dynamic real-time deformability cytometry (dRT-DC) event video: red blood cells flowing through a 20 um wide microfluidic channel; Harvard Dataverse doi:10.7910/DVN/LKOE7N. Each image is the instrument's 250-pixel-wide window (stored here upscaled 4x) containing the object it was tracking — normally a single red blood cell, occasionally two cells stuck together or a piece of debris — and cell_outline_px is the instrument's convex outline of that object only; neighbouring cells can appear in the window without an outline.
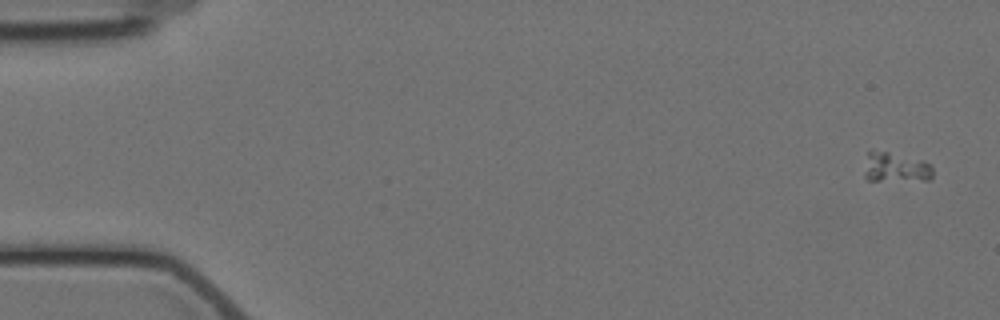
{"species": "Egyptian fruit bat (a non-hibernating species)", "species_latin": "Rousettus aegyptiacus", "temperature_condition": "cold", "stored_images_in_passage": 10, "camera_frame_rate_fps": 3000, "um_per_image_px": 0.085, "animal": {"sex": "female"}, "frame": {"image": 1, "passage_image": 1, "time_ms": 0.0, "image_size_px": [1000, 320], "cell_outline_px": [[932, 176], [928, 180], [868, 180], [864, 176], [864, 172], [868, 152], [872, 148], [924, 160], [932, 168]], "centroid_in_image_um": [76.1, 14.2], "position_along_channel_um": 8.9, "area_um2": 11.96}}
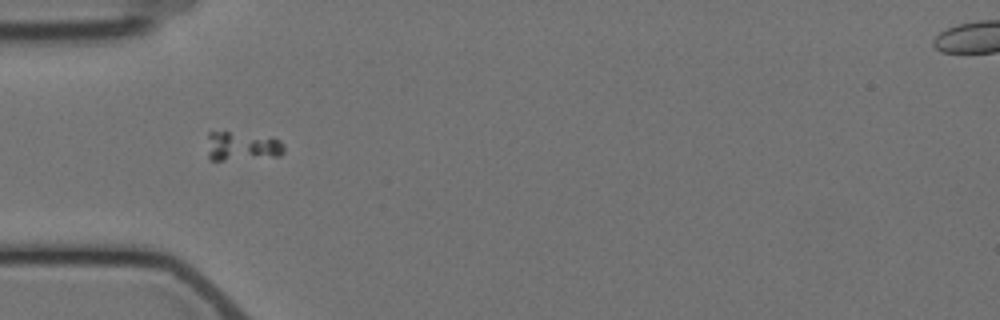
{"frame": {"image": 2, "passage_image": 5, "time_ms": 5.333, "image_size_px": [1000, 320], "cell_outline_px": [[284, 152], [280, 156], [224, 160], [208, 160], [208, 132], [228, 132], [280, 140], [284, 144]], "centroid_in_image_um": [20.54, 12.46], "position_along_channel_um": 64.5, "area_um2": 12.6}}
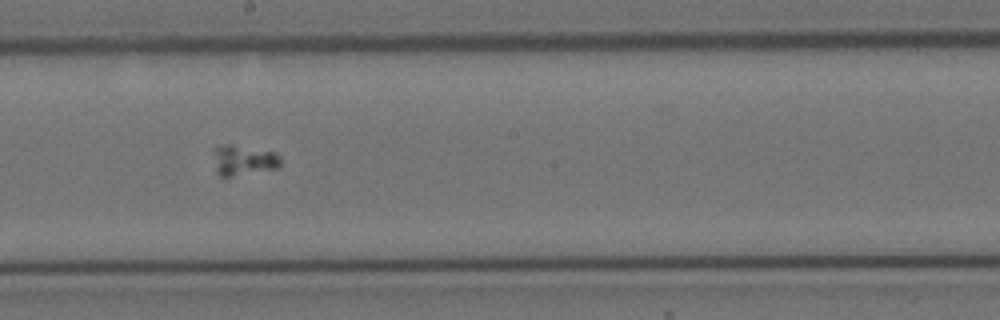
{"frame": {"image": 3, "passage_image": 9, "time_ms": 10.0, "image_size_px": [1000, 320], "cell_outline_px": [[280, 164], [276, 168], [232, 176], [220, 176], [216, 172], [212, 152], [212, 148], [224, 144], [232, 144], [276, 152], [280, 156]], "centroid_in_image_um": [20.64, 13.59], "position_along_channel_um": 227.6, "area_um2": 11.96}}